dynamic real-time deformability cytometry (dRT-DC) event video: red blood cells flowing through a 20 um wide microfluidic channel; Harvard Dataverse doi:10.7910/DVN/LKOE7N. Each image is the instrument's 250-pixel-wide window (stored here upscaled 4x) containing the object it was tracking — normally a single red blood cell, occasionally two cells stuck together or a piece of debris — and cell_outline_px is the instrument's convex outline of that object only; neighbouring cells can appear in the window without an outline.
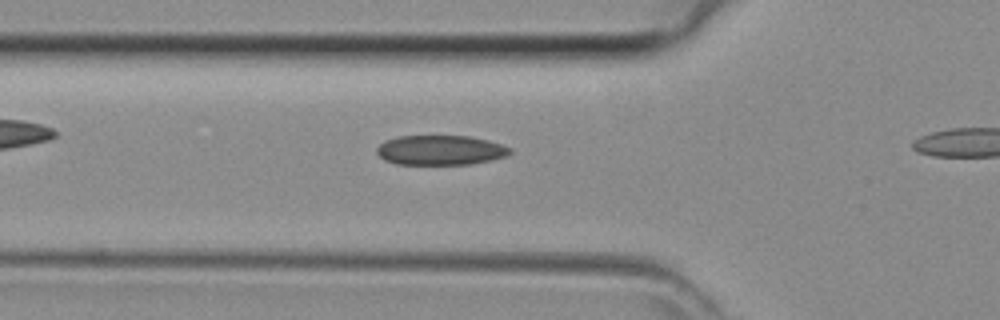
{"species": "common noctule bat (a hibernating species)", "species_latin": "Nyctalus noctula", "temperature_condition": "room temperature", "stored_images_in_passage": 10, "camera_frame_rate_fps": 3000, "um_per_image_px": 0.085, "animal": {"sex": "female", "body_mass_g": 29.2, "forearm_length_mm": 56.3}, "frame": {"image": 1, "passage_image": 9, "time_ms": 2.667, "image_size_px": [1000, 320], "cell_outline_px": [[512, 152], [504, 156], [492, 160], [472, 164], [396, 164], [384, 160], [376, 152], [376, 148], [384, 140], [396, 136], [472, 136], [488, 140], [512, 148]], "centroid_in_image_um": [37.42, 12.76], "position_along_channel_um": 88.4, "area_um2": 23.24}}